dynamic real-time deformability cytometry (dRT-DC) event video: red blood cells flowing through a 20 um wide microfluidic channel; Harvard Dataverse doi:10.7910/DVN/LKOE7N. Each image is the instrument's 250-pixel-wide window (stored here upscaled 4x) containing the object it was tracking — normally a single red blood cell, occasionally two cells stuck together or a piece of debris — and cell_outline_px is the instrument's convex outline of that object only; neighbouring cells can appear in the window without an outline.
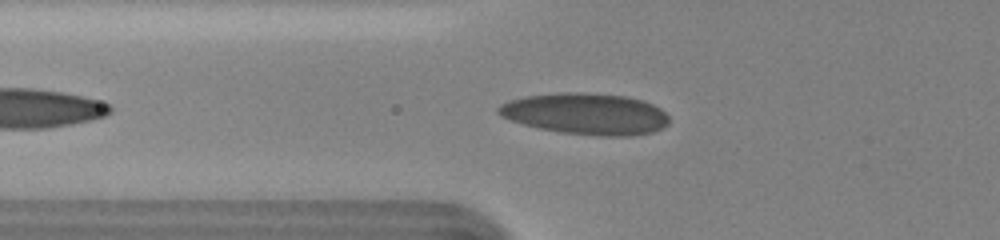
{"species": "human", "species_latin": "Homo sapiens", "temperature_condition": "cold", "stored_images_in_passage": 38, "camera_frame_rate_fps": 3000, "um_per_image_px": 0.085, "donor": {"sex": "female"}, "frame": {"image": 1, "passage_image": 6, "time_ms": 1.667, "image_size_px": [1000, 240], "cell_outline_px": [[668, 124], [664, 128], [652, 132], [632, 136], [600, 136], [560, 132], [540, 128], [524, 124], [500, 116], [496, 112], [496, 108], [500, 104], [508, 100], [524, 96], [560, 92], [584, 92], [624, 96], [644, 100], [660, 108], [668, 116]], "centroid_in_image_um": [49.79, 9.67], "position_along_channel_um": 76.0, "area_um2": 41.38}, "authors_computed_cell_mechanics": {"area_um2": 37.8301, "velocity_mm_per_s": 3.5963, "shape_relaxation_time_tau1_ms": 6.2236, "shape_relaxation_time_tau2_ms": 1.0968, "deformation_change_tau1": 0.1577, "deformation_change_tau2": 0.0653}}